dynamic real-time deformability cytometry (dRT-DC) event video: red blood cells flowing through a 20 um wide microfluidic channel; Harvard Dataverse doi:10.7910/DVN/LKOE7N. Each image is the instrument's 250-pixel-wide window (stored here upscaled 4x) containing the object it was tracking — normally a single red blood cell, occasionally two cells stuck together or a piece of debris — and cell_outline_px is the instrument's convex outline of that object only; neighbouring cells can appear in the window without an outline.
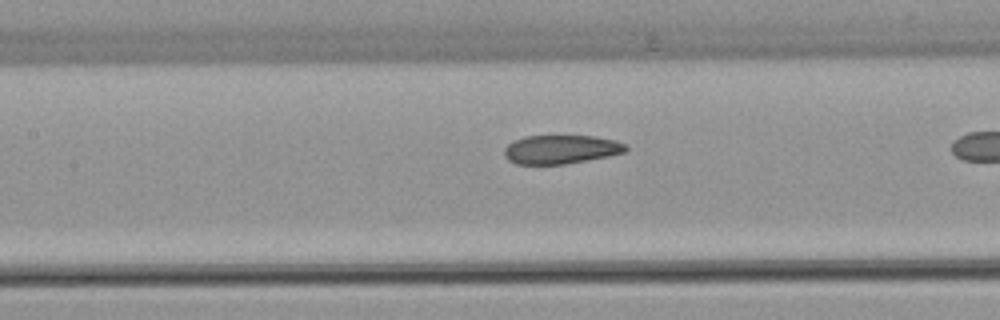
{"species": "common noctule bat (a hibernating species)", "species_latin": "Nyctalus noctula", "temperature_condition": "warm", "stored_images_in_passage": 26, "camera_frame_rate_fps": 3000, "um_per_image_px": 0.085, "animal": {"sex": "female", "body_mass_g": 22.7, "forearm_length_mm": 54.2}, "frame": {"image": 1, "passage_image": 19, "time_ms": 6.0, "image_size_px": [1000, 320], "cell_outline_px": [[628, 148], [624, 152], [608, 156], [564, 164], [516, 164], [508, 160], [504, 156], [504, 148], [512, 140], [524, 136], [596, 136], [616, 140], [624, 144]], "centroid_in_image_um": [47.64, 12.69], "position_along_channel_um": 159.8, "area_um2": 20.4}}